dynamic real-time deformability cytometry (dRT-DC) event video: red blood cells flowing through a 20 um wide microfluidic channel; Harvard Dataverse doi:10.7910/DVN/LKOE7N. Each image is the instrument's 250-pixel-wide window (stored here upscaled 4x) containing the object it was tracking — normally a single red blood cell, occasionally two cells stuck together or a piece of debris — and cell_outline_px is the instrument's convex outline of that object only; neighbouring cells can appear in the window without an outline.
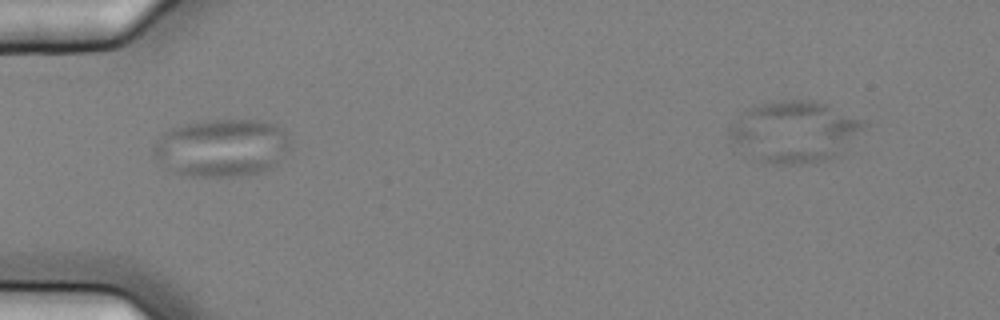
{"species": "common noctule bat (a hibernating species)", "species_latin": "Nyctalus noctula", "temperature_condition": "cold", "stored_images_in_passage": 11, "segment_of_instrument_passage": [1, 2], "camera_frame_rate_fps": 3000, "um_per_image_px": 0.085, "animal": {"sex": "female", "body_mass_g": 25.1}, "frame": {"image": 1, "passage_image": 1, "time_ms": 0.0, "image_size_px": [1000, 320], "cell_outline_px": [[292, 148], [264, 172], [244, 176], [188, 176], [164, 168], [156, 156], [152, 148], [164, 132], [172, 128], [204, 120], [260, 120], [276, 124], [284, 132]], "centroid_in_image_um": [18.86, 12.56], "position_along_channel_um": 66.1, "area_um2": 45.84}}
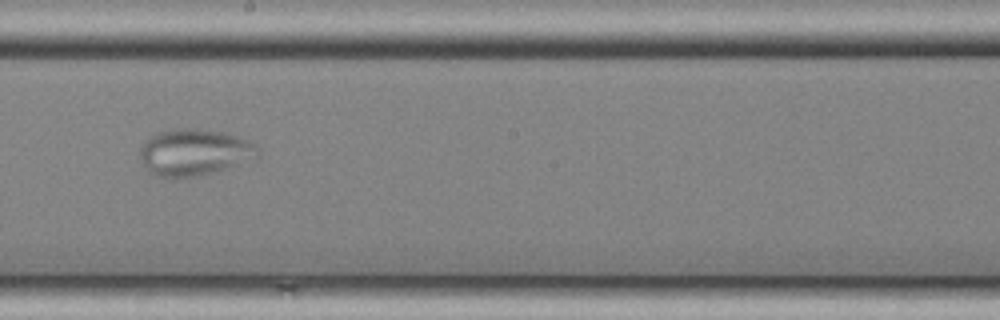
{"frame": {"image": 2, "passage_image": 5, "time_ms": 1.333, "image_size_px": [1000, 320], "cell_outline_px": [[260, 156], [224, 168], [196, 176], [156, 176], [148, 172], [140, 156], [140, 148], [144, 140], [156, 132], [180, 128], [192, 128], [228, 132], [248, 140], [256, 144], [260, 148]], "centroid_in_image_um": [16.52, 12.9], "position_along_channel_um": 231.7, "area_um2": 31.85}}
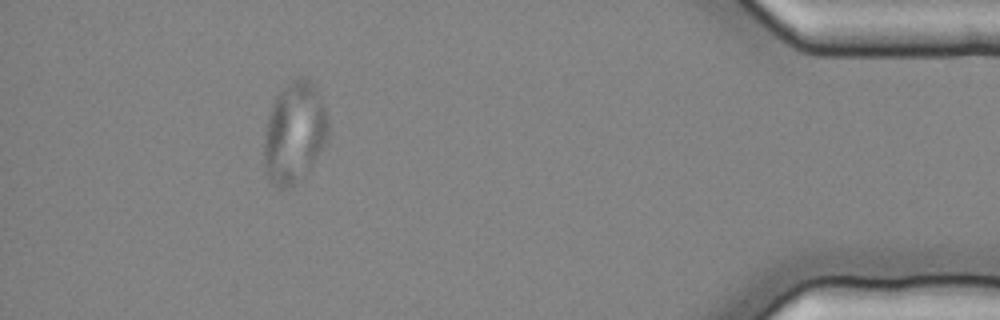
{"frame": {"image": 3, "passage_image": 10, "time_ms": 3.0, "image_size_px": [1000, 320], "cell_outline_px": [[328, 136], [308, 168], [292, 188], [276, 188], [268, 180], [264, 172], [264, 132], [268, 116], [276, 96], [292, 80], [300, 76], [316, 84], [328, 120]], "centroid_in_image_um": [24.98, 11.28], "position_along_channel_um": 410.2, "area_um2": 37.51}}